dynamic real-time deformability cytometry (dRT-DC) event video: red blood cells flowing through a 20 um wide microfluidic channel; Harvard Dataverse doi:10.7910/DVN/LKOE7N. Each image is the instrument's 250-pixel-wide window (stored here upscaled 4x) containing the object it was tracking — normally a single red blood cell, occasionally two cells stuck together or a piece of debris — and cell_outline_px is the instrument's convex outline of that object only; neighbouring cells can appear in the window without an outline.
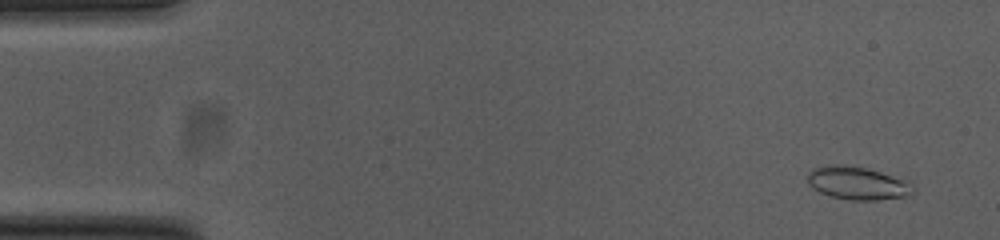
{"species": "common noctule bat (a hibernating species)", "species_latin": "Nyctalus noctula", "temperature_condition": "cold", "stored_images_in_passage": 53, "camera_frame_rate_fps": 3000, "um_per_image_px": 0.085, "animal": {"sex": "female", "body_mass_g": 23.0, "forearm_length_mm": 53.4}, "frame": {"image": 1, "passage_image": 3, "time_ms": 0.667, "image_size_px": [1000, 240], "cell_outline_px": [[916, 188], [912, 196], [876, 200], [852, 200], [832, 196], [820, 192], [812, 188], [808, 184], [808, 172], [812, 168], [828, 164], [836, 164], [868, 168], [908, 180]], "centroid_in_image_um": [72.93, 15.56], "position_along_channel_um": 12.1, "area_um2": 20.63}}
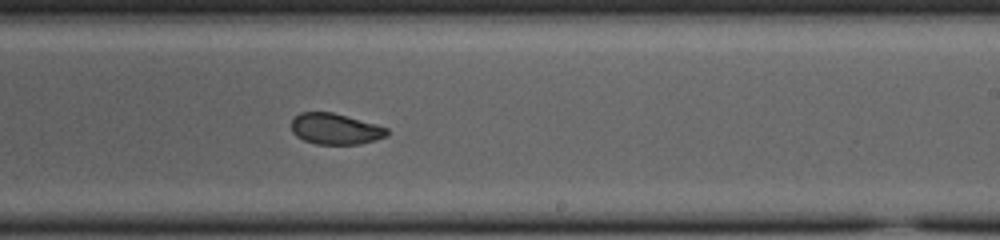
{"frame": {"image": 2, "passage_image": 32, "time_ms": 10.333, "image_size_px": [1000, 240], "cell_outline_px": [[388, 136], [376, 140], [360, 144], [316, 144], [304, 140], [296, 136], [292, 132], [292, 120], [300, 112], [332, 112], [376, 124], [388, 128]], "centroid_in_image_um": [28.52, 10.96], "position_along_channel_um": 260.5, "area_um2": 17.28}}
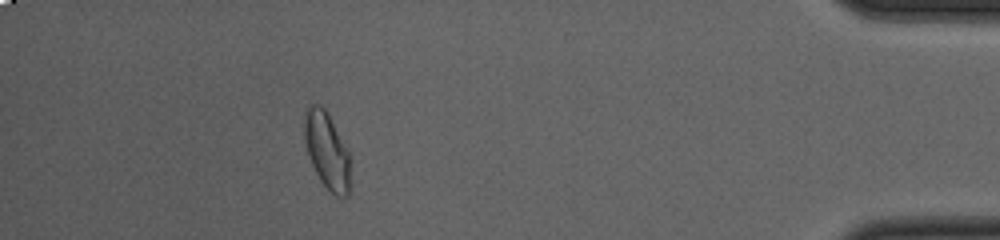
{"frame": {"image": 3, "passage_image": 48, "time_ms": 15.667, "image_size_px": [1000, 240], "cell_outline_px": [[352, 188], [348, 196], [336, 196], [320, 180], [308, 156], [304, 140], [304, 116], [308, 108], [312, 104], [320, 104], [328, 112], [348, 152], [352, 184]], "centroid_in_image_um": [27.81, 12.83], "position_along_channel_um": 407.4, "area_um2": 20.63}, "authors_computed_cell_mechanics": {"area_um2": 18.9584, "velocity_mm_per_s": 3.7924, "shape_relaxation_time_tau1_ms": 4.6553, "shape_relaxation_time_tau2_ms": 1.4154, "deformation_change_tau1": 0.1029, "deformation_change_tau2": 0.0441}}